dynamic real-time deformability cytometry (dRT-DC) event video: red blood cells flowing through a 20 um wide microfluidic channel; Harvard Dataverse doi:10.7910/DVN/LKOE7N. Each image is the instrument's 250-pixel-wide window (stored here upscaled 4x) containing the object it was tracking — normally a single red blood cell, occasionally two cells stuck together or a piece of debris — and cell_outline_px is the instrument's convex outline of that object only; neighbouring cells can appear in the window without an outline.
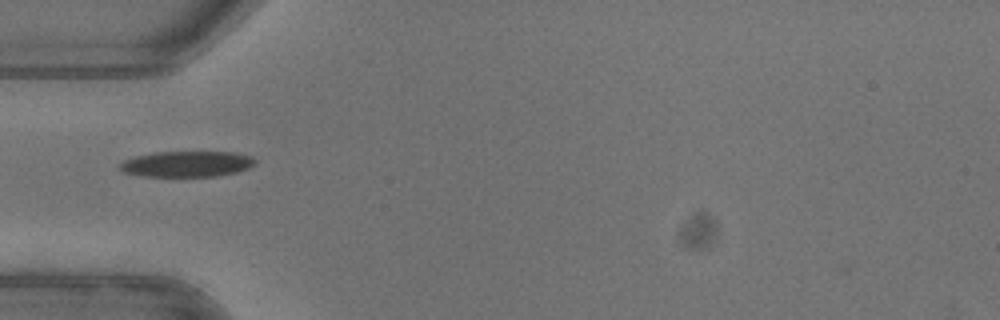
{"species": "common noctule bat (a hibernating species)", "species_latin": "Nyctalus noctula", "temperature_condition": "warm", "stored_images_in_passage": 36, "camera_frame_rate_fps": 3000, "um_per_image_px": 0.085, "animal": {"sex": "female"}, "frame": {"image": 1, "passage_image": 1, "time_ms": 0.0, "image_size_px": [1000, 320], "cell_outline_px": [[256, 164], [248, 168], [236, 172], [216, 176], [144, 176], [124, 172], [116, 168], [124, 160], [136, 156], [156, 152], [232, 152], [252, 156], [256, 160]], "centroid_in_image_um": [15.88, 13.93], "position_along_channel_um": 69.1, "area_um2": 20.29}, "authors_computed_cell_mechanics": {"area_um2": 20.6635, "velocity_mm_per_s": 3.9785, "shape_relaxation_time_tau1_ms": 4.8974, "shape_relaxation_time_tau2_ms": 2.0184, "deformation_change_tau1": 0.1846, "deformation_change_tau2": 0.0693}}